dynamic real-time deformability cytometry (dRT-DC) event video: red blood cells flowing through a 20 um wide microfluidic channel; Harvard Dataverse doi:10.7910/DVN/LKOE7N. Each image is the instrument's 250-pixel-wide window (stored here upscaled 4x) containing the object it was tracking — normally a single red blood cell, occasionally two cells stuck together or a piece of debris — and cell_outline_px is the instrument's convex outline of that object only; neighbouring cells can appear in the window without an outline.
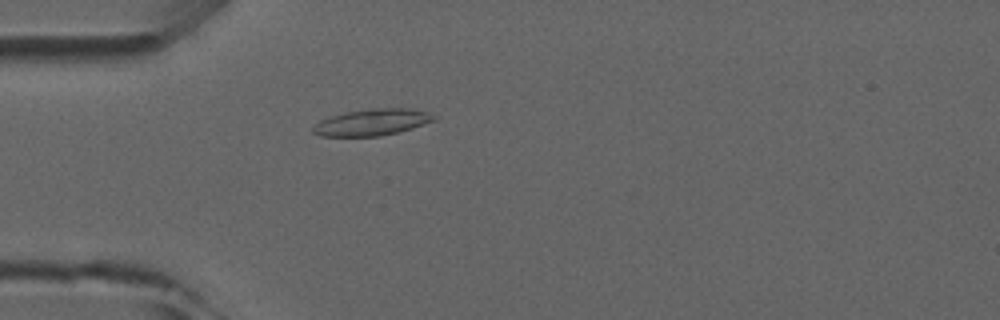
{"species": "common noctule bat (a hibernating species)", "species_latin": "Nyctalus noctula", "temperature_condition": "room temperature", "stored_images_in_passage": 1, "camera_frame_rate_fps": 3000, "um_per_image_px": 0.085, "animal": {"sex": "male", "forearm_length_mm": 52.5}, "frame": {"image": 1, "passage_image": 1, "time_ms": 0.0, "image_size_px": [1000, 320], "cell_outline_px": [[436, 120], [412, 128], [380, 136], [320, 136], [312, 132], [312, 128], [320, 120], [344, 112], [372, 108], [408, 108], [428, 112], [436, 116]], "centroid_in_image_um": [31.63, 10.38], "position_along_channel_um": 53.4, "area_um2": 18.61}}